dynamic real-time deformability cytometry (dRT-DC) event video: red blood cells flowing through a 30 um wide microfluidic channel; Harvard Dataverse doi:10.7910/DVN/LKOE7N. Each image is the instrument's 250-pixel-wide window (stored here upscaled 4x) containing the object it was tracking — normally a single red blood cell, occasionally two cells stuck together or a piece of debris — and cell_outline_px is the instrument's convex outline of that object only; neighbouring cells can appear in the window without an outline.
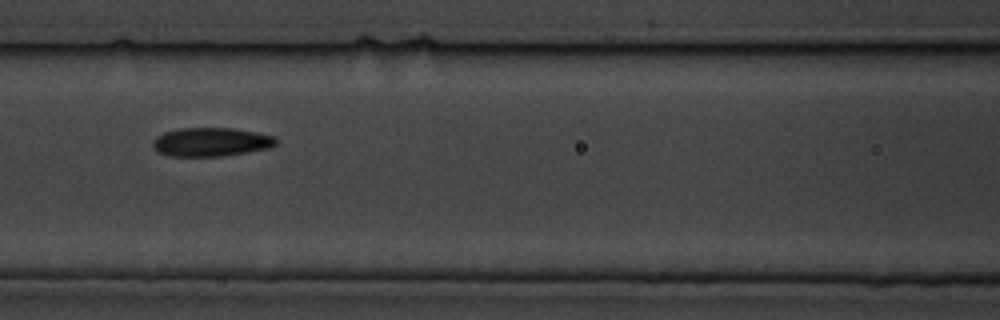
{"species": "common noctule bat (a hibernating species)", "species_latin": "Nyctalus noctula", "temperature_condition": "cold", "stored_images_in_passage": 15, "camera_frame_rate_fps": 3000, "um_per_image_px": 0.085, "animal": {"sex": "male", "body_mass_g": 19.5, "forearm_length_mm": 54.6}, "frame": {"image": 1, "passage_image": 7, "time_ms": 8.0, "image_size_px": [1000, 320], "cell_outline_px": [[276, 144], [268, 148], [248, 152], [224, 156], [168, 156], [160, 152], [152, 144], [152, 140], [156, 136], [164, 132], [180, 128], [232, 128], [256, 132], [276, 136]], "centroid_in_image_um": [17.94, 12.06], "position_along_channel_um": 148.7, "area_um2": 20.63}}
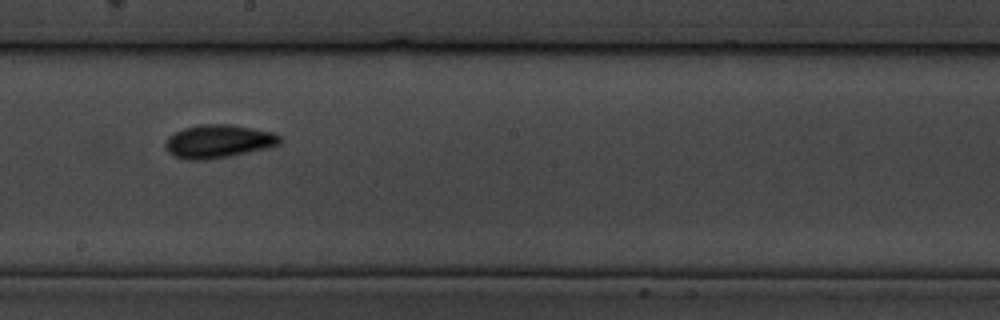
{"frame": {"image": 2, "passage_image": 9, "time_ms": 10.333, "image_size_px": [1000, 320], "cell_outline_px": [[280, 144], [268, 148], [228, 156], [204, 160], [188, 160], [172, 156], [168, 152], [164, 144], [168, 136], [184, 128], [200, 124], [228, 124], [252, 128], [272, 132], [280, 136]], "centroid_in_image_um": [18.53, 12.02], "position_along_channel_um": 229.7, "area_um2": 22.14}}
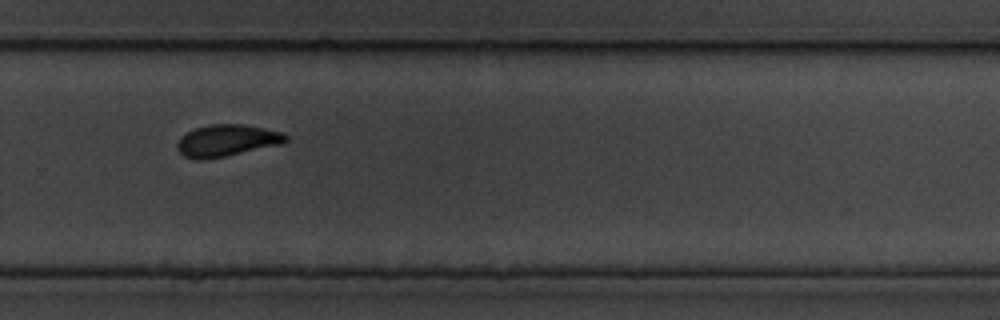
{"frame": {"image": 3, "passage_image": 11, "time_ms": 12.667, "image_size_px": [1000, 320], "cell_outline_px": [[288, 140], [284, 144], [224, 156], [200, 160], [196, 160], [184, 156], [176, 148], [176, 144], [180, 136], [196, 128], [208, 124], [244, 124], [284, 132], [288, 136]], "centroid_in_image_um": [19.3, 11.94], "position_along_channel_um": 310.5, "area_um2": 20.29}}